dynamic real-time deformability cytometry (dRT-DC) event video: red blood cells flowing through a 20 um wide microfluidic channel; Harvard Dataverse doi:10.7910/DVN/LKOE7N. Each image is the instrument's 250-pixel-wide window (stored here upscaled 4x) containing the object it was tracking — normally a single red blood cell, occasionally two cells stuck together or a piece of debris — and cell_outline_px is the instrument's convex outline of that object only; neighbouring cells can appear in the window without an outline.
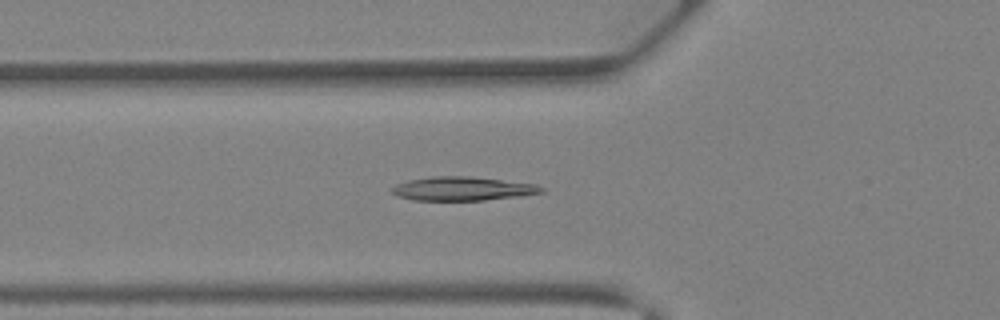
{"species": "Egyptian fruit bat (a non-hibernating species)", "species_latin": "Rousettus aegyptiacus", "temperature_condition": "warm", "stored_images_in_passage": 36, "camera_frame_rate_fps": 3000, "um_per_image_px": 0.085, "animal": {"sex": "female"}, "frame": {"image": 1, "passage_image": 11, "time_ms": 3.333, "image_size_px": [1000, 320], "cell_outline_px": [[544, 192], [520, 196], [484, 200], [412, 200], [396, 196], [392, 192], [392, 188], [396, 184], [408, 180], [432, 176], [468, 176], [536, 184], [544, 188]], "centroid_in_image_um": [39.3, 16.04], "position_along_channel_um": 86.5, "area_um2": 20.69}}
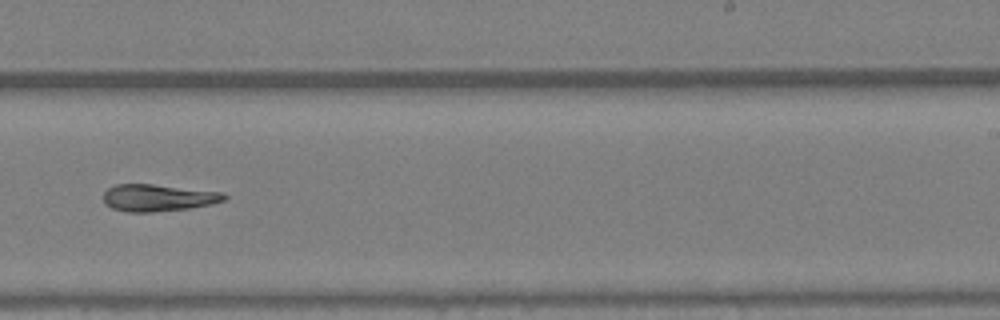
{"frame": {"image": 2, "passage_image": 22, "time_ms": 7.0, "image_size_px": [1000, 320], "cell_outline_px": [[228, 200], [212, 204], [188, 208], [152, 212], [128, 212], [112, 208], [104, 204], [104, 192], [108, 188], [116, 184], [152, 184], [224, 192], [228, 196]], "centroid_in_image_um": [13.47, 16.81], "position_along_channel_um": 275.5, "area_um2": 19.13}}
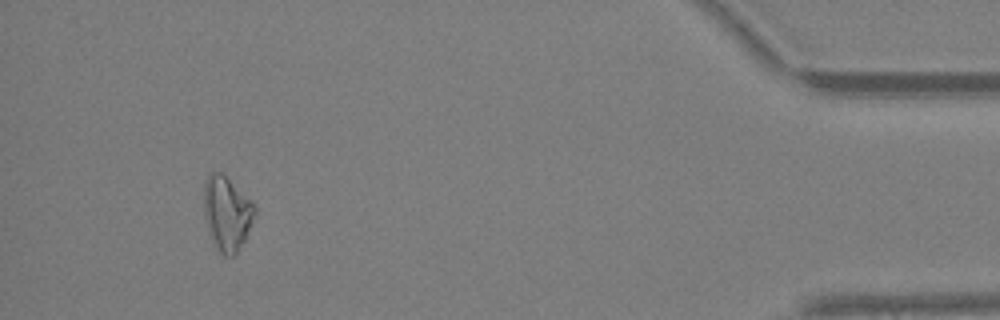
{"frame": {"image": 3, "passage_image": 34, "time_ms": 11.0, "image_size_px": [1000, 320], "cell_outline_px": [[256, 216], [244, 240], [236, 252], [232, 256], [224, 256], [216, 248], [208, 232], [204, 216], [204, 180], [208, 172], [224, 172], [252, 200], [256, 208]], "centroid_in_image_um": [19.29, 18.07], "position_along_channel_um": 415.9, "area_um2": 22.54}}